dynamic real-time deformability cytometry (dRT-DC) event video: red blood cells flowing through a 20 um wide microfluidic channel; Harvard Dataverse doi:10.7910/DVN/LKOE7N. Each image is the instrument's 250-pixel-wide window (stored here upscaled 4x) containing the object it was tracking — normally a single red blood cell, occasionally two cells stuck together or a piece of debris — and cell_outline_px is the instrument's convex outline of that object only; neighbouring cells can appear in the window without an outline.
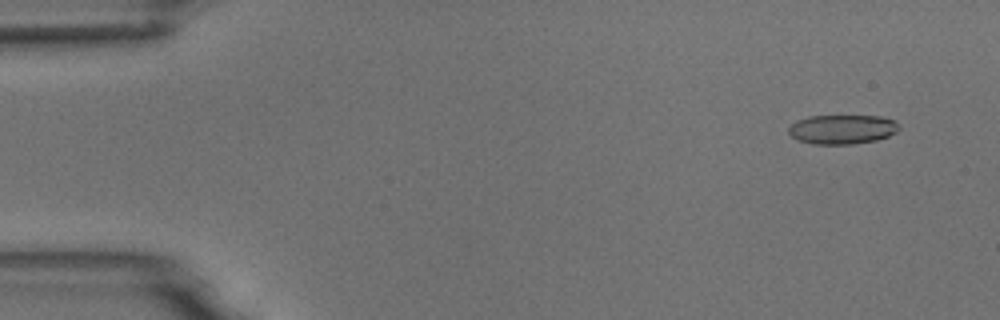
{"species": "common noctule bat (a hibernating species)", "species_latin": "Nyctalus noctula", "temperature_condition": "room temperature", "stored_images_in_passage": 4, "camera_frame_rate_fps": 3000, "um_per_image_px": 0.085, "animal": {"sex": "male", "body_mass_g": 18.8}, "frame": {"image": 1, "passage_image": 1, "time_ms": 0.0, "image_size_px": [1000, 320], "cell_outline_px": [[900, 128], [896, 132], [888, 136], [876, 140], [852, 144], [812, 144], [796, 140], [788, 132], [788, 128], [796, 120], [808, 116], [880, 116], [892, 120]], "centroid_in_image_um": [71.54, 11.0], "position_along_channel_um": 13.5, "area_um2": 18.84}}
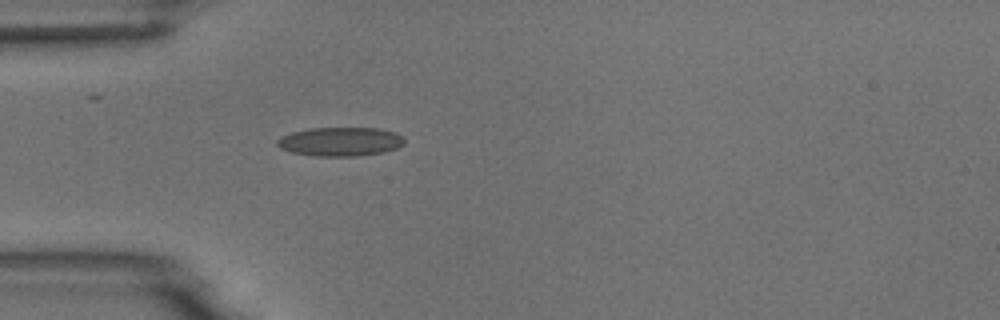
{"frame": {"image": 2, "passage_image": 4, "time_ms": 4.0, "image_size_px": [1000, 320], "cell_outline_px": [[404, 144], [396, 148], [384, 152], [356, 156], [312, 156], [292, 152], [280, 148], [276, 144], [276, 140], [280, 136], [292, 132], [308, 128], [376, 128], [396, 132], [404, 136]], "centroid_in_image_um": [28.92, 12.03], "position_along_channel_um": 56.1, "area_um2": 21.62}}